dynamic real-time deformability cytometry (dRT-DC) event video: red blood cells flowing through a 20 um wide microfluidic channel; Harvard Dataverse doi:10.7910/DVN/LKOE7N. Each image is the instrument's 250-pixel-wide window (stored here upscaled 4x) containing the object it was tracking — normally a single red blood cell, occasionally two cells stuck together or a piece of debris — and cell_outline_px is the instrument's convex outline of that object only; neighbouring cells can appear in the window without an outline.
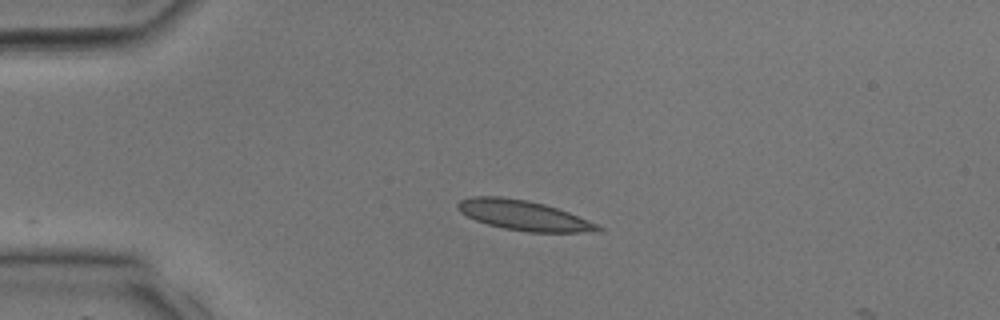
{"species": "common noctule bat (a hibernating species)", "species_latin": "Nyctalus noctula", "temperature_condition": "room temperature", "stored_images_in_passage": 3, "camera_frame_rate_fps": 3000, "um_per_image_px": 0.085, "animal": {"sex": "male", "body_mass_g": 17.9, "forearm_length_mm": 54.2}, "frame": {"image": 1, "passage_image": 1, "time_ms": 0.0, "image_size_px": [1000, 320], "cell_outline_px": [[604, 232], [528, 232], [504, 228], [488, 224], [476, 220], [460, 212], [456, 208], [456, 204], [460, 200], [472, 196], [500, 196], [528, 200], [544, 204], [568, 212], [600, 224], [604, 228]], "centroid_in_image_um": [44.55, 18.31], "position_along_channel_um": 40.4, "area_um2": 24.62}}